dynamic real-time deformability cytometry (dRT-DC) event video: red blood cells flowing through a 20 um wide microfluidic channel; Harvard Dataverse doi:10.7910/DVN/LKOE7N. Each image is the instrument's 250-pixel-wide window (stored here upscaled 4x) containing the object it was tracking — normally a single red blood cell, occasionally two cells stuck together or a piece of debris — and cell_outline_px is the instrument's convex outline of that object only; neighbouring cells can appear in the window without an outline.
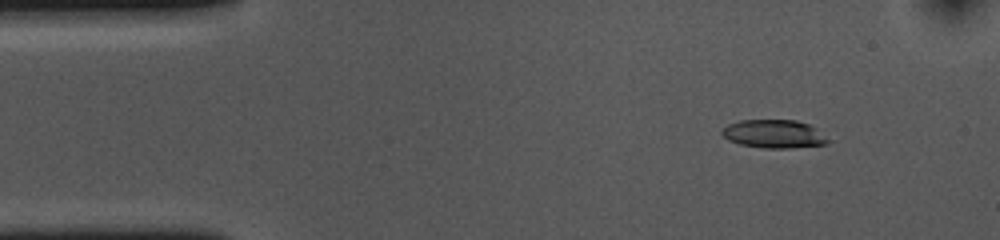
{"species": "common noctule bat (a hibernating species)", "species_latin": "Nyctalus noctula", "temperature_condition": "cold", "stored_images_in_passage": 54, "camera_frame_rate_fps": 3000, "um_per_image_px": 0.085, "animal": {"sex": "female", "body_mass_g": 10.0, "forearm_length_mm": 53.1}, "frame": {"image": 1, "passage_image": 6, "time_ms": 1.667, "image_size_px": [1000, 240], "cell_outline_px": [[828, 144], [792, 148], [764, 148], [740, 144], [728, 140], [720, 132], [728, 124], [740, 120], [796, 120], [808, 124], [816, 128], [828, 140]], "centroid_in_image_um": [65.77, 11.38], "position_along_channel_um": 19.2, "area_um2": 17.4}}
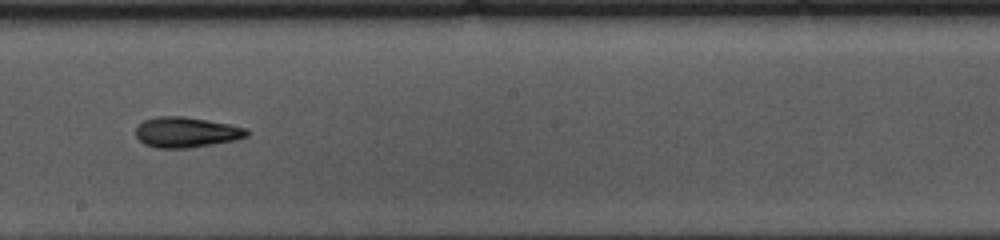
{"frame": {"image": 2, "passage_image": 29, "time_ms": 9.333, "image_size_px": [1000, 240], "cell_outline_px": [[248, 136], [236, 140], [188, 148], [156, 148], [144, 144], [136, 136], [136, 128], [144, 120], [156, 116], [184, 116], [228, 124], [248, 128]], "centroid_in_image_um": [15.83, 11.24], "position_along_channel_um": 232.4, "area_um2": 19.65}}
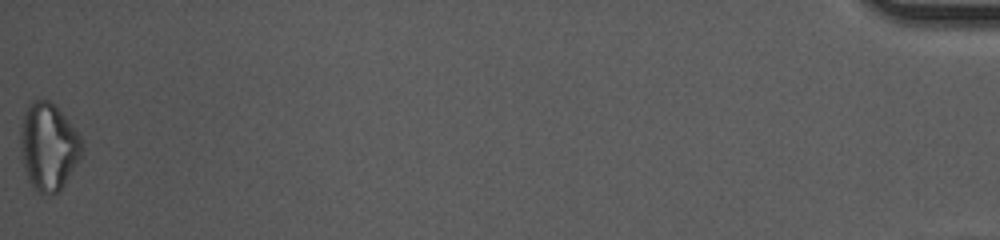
{"frame": {"image": 3, "passage_image": 54, "time_ms": 17.667, "image_size_px": [1000, 240], "cell_outline_px": [[84, 148], [80, 156], [60, 192], [40, 192], [28, 180], [24, 164], [20, 144], [20, 128], [24, 112], [28, 104], [32, 100], [48, 100], [64, 116], [80, 136], [84, 144]], "centroid_in_image_um": [4.11, 12.43], "position_along_channel_um": 431.1, "area_um2": 30.63}, "authors_computed_cell_mechanics": {"area_um2": 19.3052, "velocity_mm_per_s": 3.6532, "shape_relaxation_time_tau1_ms": 5.215, "shape_relaxation_time_tau2_ms": 8.5271, "deformation_change_tau1": 0.1565, "deformation_change_tau2": 0.1983}}